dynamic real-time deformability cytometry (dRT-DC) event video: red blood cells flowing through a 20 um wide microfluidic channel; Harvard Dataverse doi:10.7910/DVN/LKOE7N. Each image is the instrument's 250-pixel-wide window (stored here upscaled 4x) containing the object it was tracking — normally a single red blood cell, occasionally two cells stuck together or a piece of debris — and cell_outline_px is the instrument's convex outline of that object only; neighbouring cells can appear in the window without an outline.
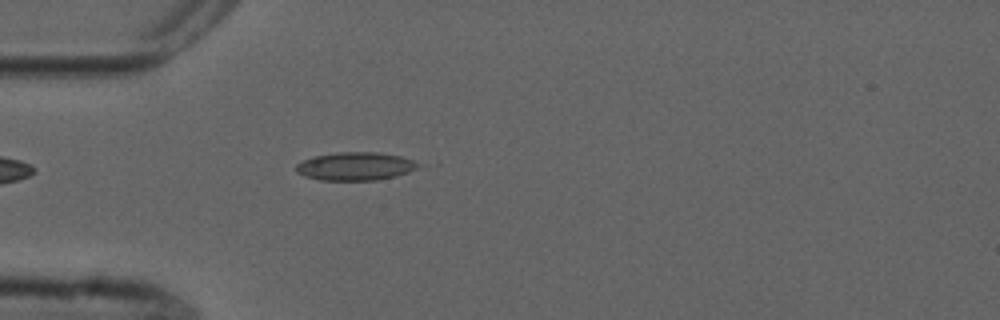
{"species": "common noctule bat (a hibernating species)", "species_latin": "Nyctalus noctula", "temperature_condition": "cold", "stored_images_in_passage": 37, "camera_frame_rate_fps": 3000, "um_per_image_px": 0.085, "animal": {"sex": "male", "forearm_length_mm": 52.5}, "frame": {"image": 1, "passage_image": 1, "time_ms": 0.0, "image_size_px": [1000, 320], "cell_outline_px": [[428, 164], [408, 172], [396, 176], [376, 180], [320, 180], [304, 176], [296, 172], [296, 164], [304, 160], [316, 156], [336, 152], [376, 152], [400, 156]], "centroid_in_image_um": [30.27, 14.13], "position_along_channel_um": 54.7, "area_um2": 20.23}}
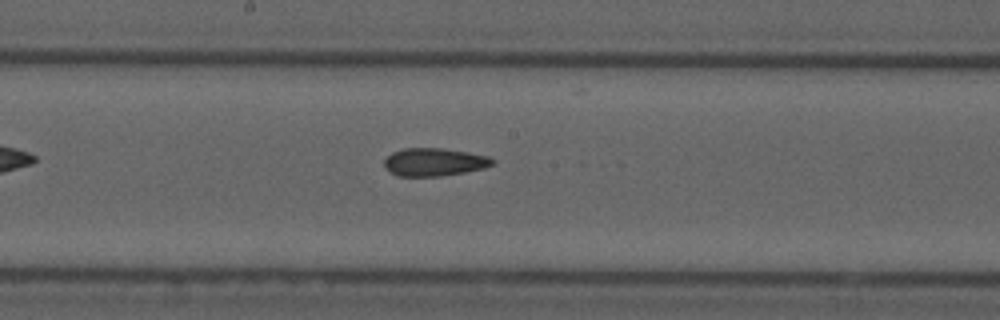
{"frame": {"image": 2, "passage_image": 14, "time_ms": 4.333, "image_size_px": [1000, 320], "cell_outline_px": [[496, 164], [484, 168], [464, 172], [440, 176], [396, 176], [384, 164], [384, 160], [392, 152], [404, 148], [440, 148], [468, 152], [488, 156], [496, 160]], "centroid_in_image_um": [36.95, 13.77], "position_along_channel_um": 211.2, "area_um2": 17.57}}
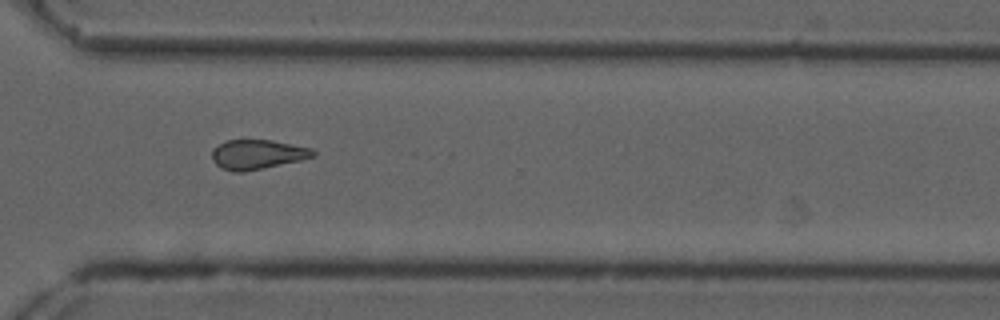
{"frame": {"image": 3, "passage_image": 25, "time_ms": 8.0, "image_size_px": [1000, 320], "cell_outline_px": [[316, 156], [300, 160], [264, 168], [244, 172], [232, 172], [220, 168], [212, 160], [212, 148], [228, 140], [272, 140], [312, 148], [316, 152]], "centroid_in_image_um": [21.87, 13.13], "position_along_channel_um": 348.7, "area_um2": 17.51}, "authors_computed_cell_mechanics": {"area_um2": 17.629, "velocity_mm_per_s": 3.755, "shape_relaxation_time_tau1_ms": null, "shape_relaxation_time_tau2_ms": 2.0567, "deformation_change_tau1": null, "deformation_change_tau2": 0.0724}}